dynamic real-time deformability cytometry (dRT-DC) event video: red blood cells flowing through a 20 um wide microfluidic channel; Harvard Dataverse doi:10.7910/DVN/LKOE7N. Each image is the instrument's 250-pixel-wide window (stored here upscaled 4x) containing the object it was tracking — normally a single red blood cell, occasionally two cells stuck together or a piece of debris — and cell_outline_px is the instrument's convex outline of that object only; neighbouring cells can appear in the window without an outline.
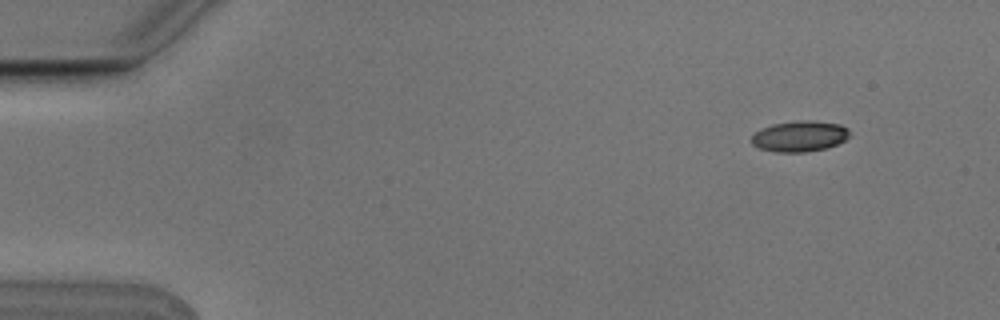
{"species": "Egyptian fruit bat (a non-hibernating species)", "species_latin": "Rousettus aegyptiacus", "temperature_condition": "cold", "stored_images_in_passage": 4, "camera_frame_rate_fps": 3000, "um_per_image_px": 0.085, "animal": {"sex": "male"}, "frame": {"image": 1, "passage_image": 1, "time_ms": 0.0, "image_size_px": [1000, 320], "cell_outline_px": [[848, 136], [844, 140], [828, 148], [804, 152], [772, 152], [760, 148], [752, 144], [752, 136], [760, 128], [772, 124], [804, 120], [808, 120], [840, 124], [848, 128]], "centroid_in_image_um": [67.95, 11.58], "position_along_channel_um": 17.1, "area_um2": 17.51}}
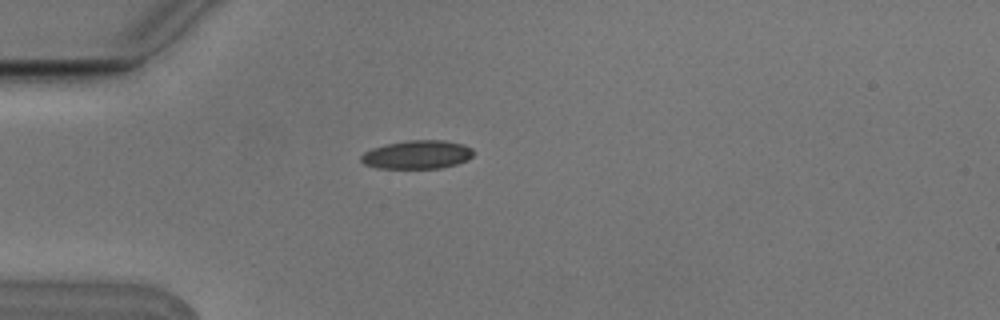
{"frame": {"image": 2, "passage_image": 4, "time_ms": 1.0, "image_size_px": [1000, 320], "cell_outline_px": [[476, 152], [468, 160], [456, 164], [440, 168], [376, 168], [364, 164], [360, 160], [360, 156], [364, 152], [372, 148], [384, 144], [408, 140], [444, 140], [464, 144], [472, 148]], "centroid_in_image_um": [35.47, 13.13], "position_along_channel_um": 49.5, "area_um2": 18.9}}